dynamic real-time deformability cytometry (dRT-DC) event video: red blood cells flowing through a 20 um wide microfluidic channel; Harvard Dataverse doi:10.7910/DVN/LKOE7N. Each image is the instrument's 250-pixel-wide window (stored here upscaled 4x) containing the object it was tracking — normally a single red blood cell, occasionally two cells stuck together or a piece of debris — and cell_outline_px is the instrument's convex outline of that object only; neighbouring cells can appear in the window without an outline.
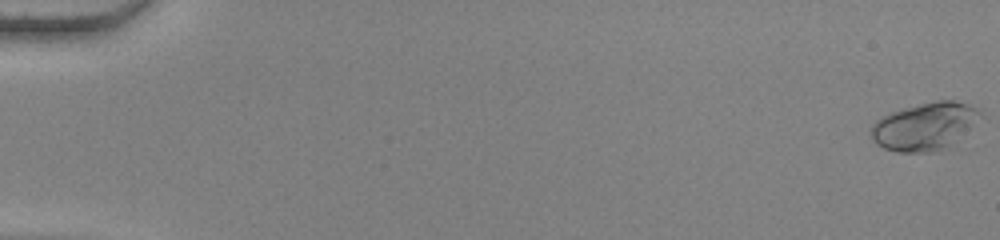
{"species": "human", "species_latin": "Homo sapiens", "temperature_condition": "warm", "stored_images_in_passage": 56, "camera_frame_rate_fps": 3000, "um_per_image_px": 0.085, "donor": {"sex": "female"}, "frame": {"image": 1, "passage_image": 1, "time_ms": 0.0, "image_size_px": [1000, 240], "cell_outline_px": [[984, 116], [944, 148], [932, 152], [896, 152], [884, 148], [876, 144], [872, 140], [872, 124], [876, 120], [892, 112], [920, 104], [936, 100], [956, 100], [968, 104], [980, 112]], "centroid_in_image_um": [78.58, 10.73], "position_along_channel_um": 6.4, "area_um2": 29.71}}
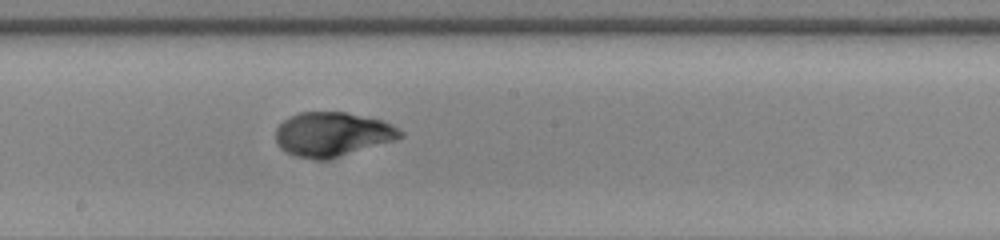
{"frame": {"image": 2, "passage_image": 33, "time_ms": 10.667, "image_size_px": [1000, 240], "cell_outline_px": [[404, 136], [396, 140], [328, 160], [316, 160], [296, 156], [280, 148], [276, 144], [276, 128], [288, 116], [300, 112], [344, 112], [384, 120], [392, 124], [404, 132]], "centroid_in_image_um": [28.27, 11.41], "position_along_channel_um": 219.9, "area_um2": 32.43}}
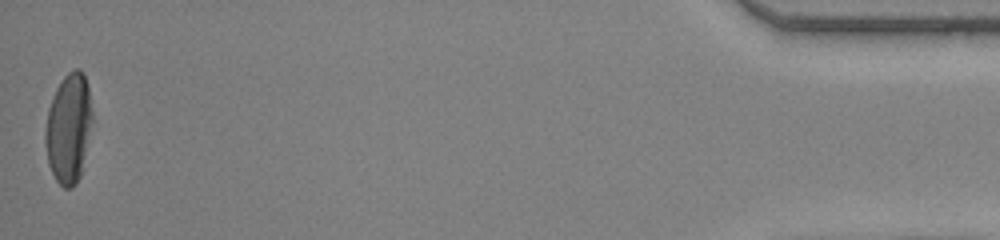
{"frame": {"image": 3, "passage_image": 56, "time_ms": 18.333, "image_size_px": [1000, 240], "cell_outline_px": [[92, 120], [80, 176], [76, 184], [72, 188], [64, 188], [56, 180], [48, 164], [44, 140], [44, 132], [48, 108], [56, 88], [64, 76], [68, 72], [76, 68], [80, 68], [84, 72], [88, 88], [92, 112]], "centroid_in_image_um": [5.81, 10.88], "position_along_channel_um": 429.4, "area_um2": 30.0}, "authors_computed_cell_mechanics": {"area_um2": 30.3161, "velocity_mm_per_s": 3.8297, "shape_relaxation_time_tau1_ms": 4.0545, "shape_relaxation_time_tau2_ms": null, "deformation_change_tau1": 0.2459, "deformation_change_tau2": null}}